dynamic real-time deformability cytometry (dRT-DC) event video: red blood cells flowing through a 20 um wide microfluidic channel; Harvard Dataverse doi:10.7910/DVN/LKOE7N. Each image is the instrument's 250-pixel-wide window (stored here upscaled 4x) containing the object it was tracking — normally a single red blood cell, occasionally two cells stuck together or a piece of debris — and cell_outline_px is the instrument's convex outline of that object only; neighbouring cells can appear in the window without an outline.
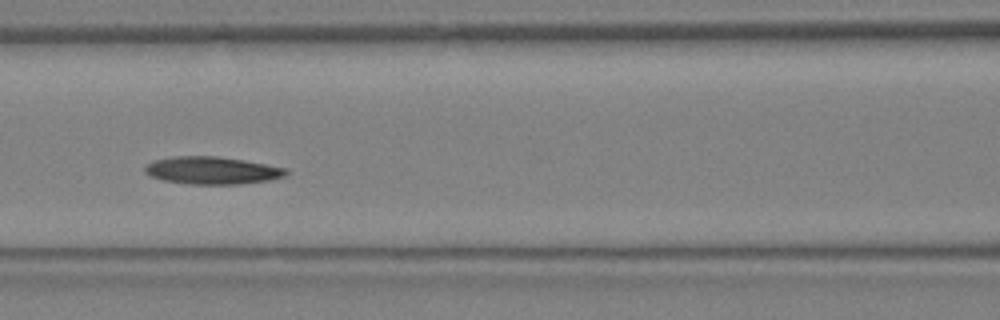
{"species": "Egyptian fruit bat (a non-hibernating species)", "species_latin": "Rousettus aegyptiacus", "temperature_condition": "warm", "stored_images_in_passage": 12, "camera_frame_rate_fps": 3000, "um_per_image_px": 0.085, "animal": {"sex": "female"}, "frame": {"image": 1, "passage_image": 9, "time_ms": 2.667, "image_size_px": [1000, 320], "cell_outline_px": [[288, 172], [284, 176], [268, 180], [240, 184], [188, 184], [164, 180], [152, 176], [144, 172], [144, 168], [152, 160], [176, 156], [216, 156], [244, 160], [288, 168]], "centroid_in_image_um": [18.03, 14.48], "position_along_channel_um": 148.6, "area_um2": 22.54}}
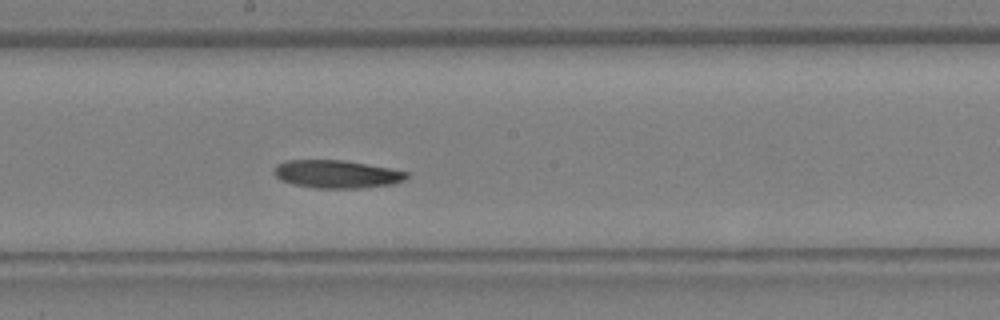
{"frame": {"image": 2, "passage_image": 12, "time_ms": 3.667, "image_size_px": [1000, 320], "cell_outline_px": [[408, 176], [404, 180], [392, 184], [360, 188], [316, 188], [292, 184], [280, 180], [276, 176], [276, 164], [284, 160], [344, 160], [388, 168], [408, 172]], "centroid_in_image_um": [28.6, 14.8], "position_along_channel_um": 219.6, "area_um2": 21.44}}